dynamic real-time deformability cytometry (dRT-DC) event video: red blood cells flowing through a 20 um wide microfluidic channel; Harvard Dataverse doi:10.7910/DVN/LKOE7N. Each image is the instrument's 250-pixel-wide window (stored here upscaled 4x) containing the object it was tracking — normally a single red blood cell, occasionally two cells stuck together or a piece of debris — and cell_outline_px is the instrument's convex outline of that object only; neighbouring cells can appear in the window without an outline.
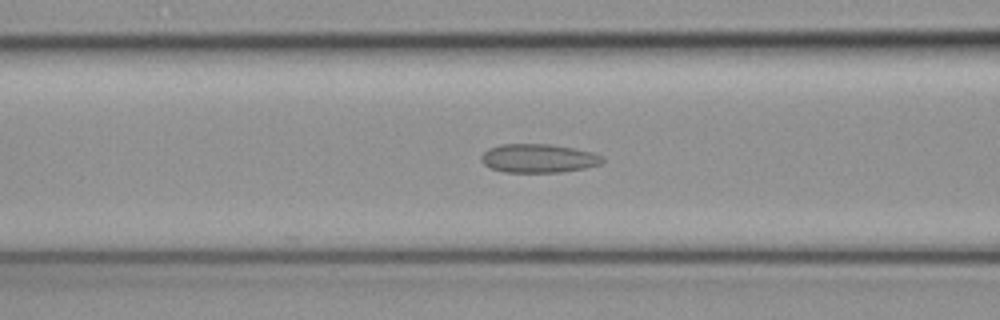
{"species": "common noctule bat (a hibernating species)", "species_latin": "Nyctalus noctula", "temperature_condition": "cold", "stored_images_in_passage": 8, "camera_frame_rate_fps": 3000, "um_per_image_px": 0.085, "animal": {"sex": "female", "body_mass_g": 19.3, "forearm_length_mm": 54.1}, "frame": {"image": 1, "passage_image": 8, "time_ms": 2.333, "image_size_px": [1000, 320], "cell_outline_px": [[604, 160], [600, 164], [584, 168], [560, 172], [504, 172], [492, 168], [484, 164], [480, 160], [480, 156], [488, 148], [500, 144], [552, 144], [592, 152], [604, 156]], "centroid_in_image_um": [45.75, 13.45], "position_along_channel_um": 120.8, "area_um2": 20.29}}